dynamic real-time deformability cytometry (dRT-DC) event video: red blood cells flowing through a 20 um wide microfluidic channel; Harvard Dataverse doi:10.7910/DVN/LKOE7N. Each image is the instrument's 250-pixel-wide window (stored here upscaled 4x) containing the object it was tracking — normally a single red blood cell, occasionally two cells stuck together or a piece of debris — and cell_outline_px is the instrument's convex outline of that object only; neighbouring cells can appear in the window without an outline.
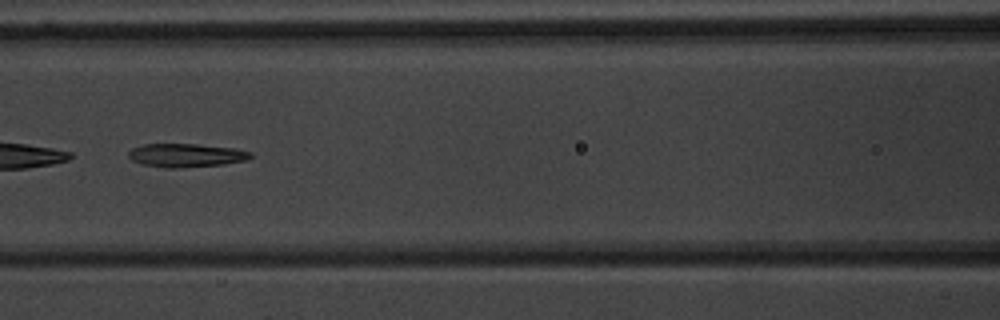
{"species": "common noctule bat (a hibernating species)", "species_latin": "Nyctalus noctula", "temperature_condition": "warm", "stored_images_in_passage": 55, "camera_frame_rate_fps": 3000, "um_per_image_px": 0.085, "animal": {"sex": "male", "body_mass_g": 20.1, "forearm_length_mm": 53.5}, "frame": {"image": 1, "passage_image": 26, "time_ms": 8.333, "image_size_px": [1000, 320], "cell_outline_px": [[252, 156], [248, 160], [224, 164], [180, 168], [164, 168], [144, 164], [132, 160], [128, 156], [128, 152], [132, 148], [144, 144], [196, 144], [236, 148], [252, 152]], "centroid_in_image_um": [15.85, 13.2], "position_along_channel_um": 150.8, "area_um2": 16.82}}
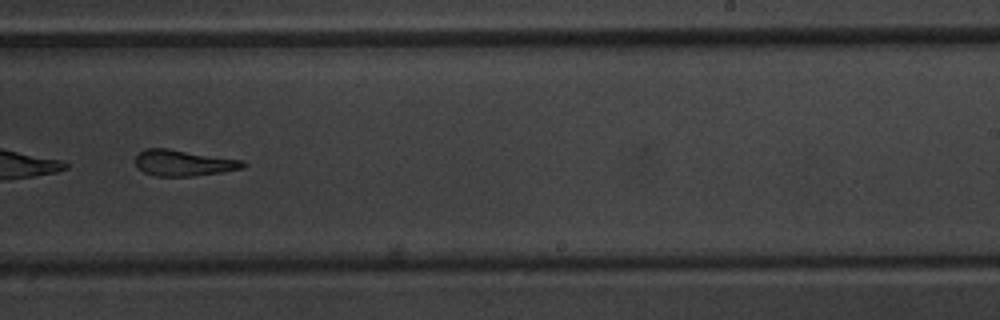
{"frame": {"image": 2, "passage_image": 36, "time_ms": 11.667, "image_size_px": [1000, 320], "cell_outline_px": [[248, 164], [244, 168], [224, 172], [192, 176], [156, 176], [144, 172], [132, 160], [136, 152], [144, 148], [168, 148], [244, 160]], "centroid_in_image_um": [15.59, 13.83], "position_along_channel_um": 273.4, "area_um2": 16.76}}
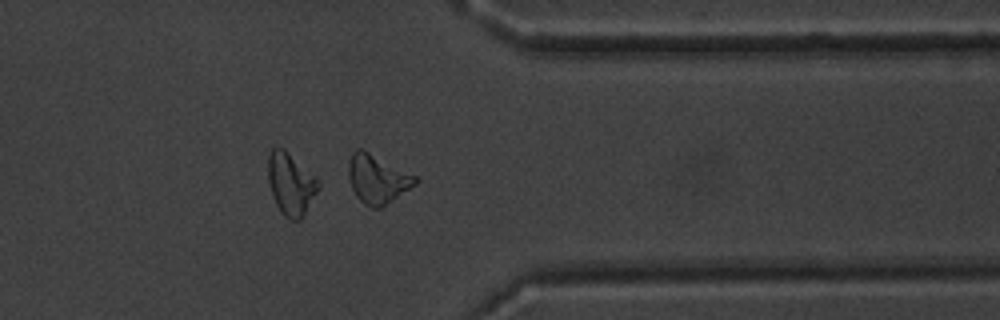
{"frame": {"image": 3, "passage_image": 45, "time_ms": 14.667, "image_size_px": [1000, 320], "cell_outline_px": [[420, 180], [416, 184], [380, 208], [372, 208], [364, 204], [356, 196], [352, 188], [348, 176], [348, 164], [352, 152], [356, 148], [364, 148], [416, 176]], "centroid_in_image_um": [32.06, 15.18], "position_along_channel_um": 379.3, "area_um2": 19.07}, "authors_computed_cell_mechanics": {"area_um2": 18.4382, "velocity_mm_per_s": 3.6949, "shape_relaxation_time_tau1_ms": 6.3751, "shape_relaxation_time_tau2_ms": 4.5665, "deformation_change_tau1": 0.2123, "deformation_change_tau2": 0.1571}}